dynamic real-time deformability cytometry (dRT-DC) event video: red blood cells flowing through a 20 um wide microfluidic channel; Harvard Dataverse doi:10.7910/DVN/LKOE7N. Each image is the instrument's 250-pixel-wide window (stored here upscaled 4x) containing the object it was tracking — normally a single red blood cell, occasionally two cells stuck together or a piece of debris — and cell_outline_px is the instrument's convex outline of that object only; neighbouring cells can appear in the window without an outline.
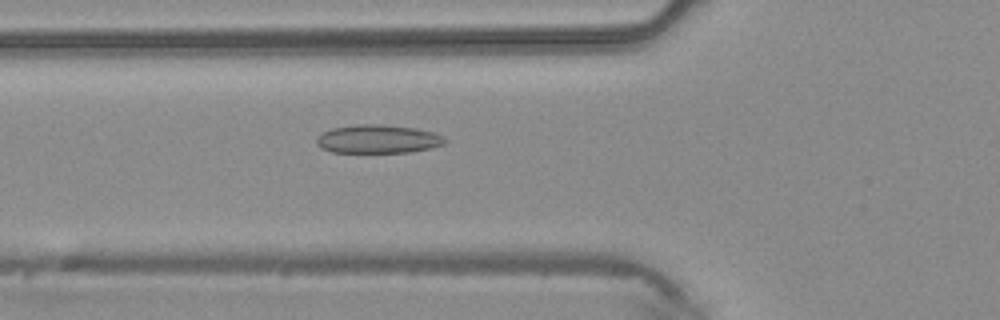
{"species": "common noctule bat (a hibernating species)", "species_latin": "Nyctalus noctula", "temperature_condition": "warm", "stored_images_in_passage": 41, "camera_frame_rate_fps": 3000, "um_per_image_px": 0.085, "animal": {"sex": "male", "body_mass_g": 20.4}, "frame": {"image": 1, "passage_image": 12, "time_ms": 3.667, "image_size_px": [1000, 320], "cell_outline_px": [[448, 140], [444, 144], [432, 148], [412, 152], [332, 152], [320, 148], [316, 144], [316, 140], [324, 132], [332, 128], [356, 124], [380, 124], [416, 128], [432, 132], [444, 136]], "centroid_in_image_um": [32.16, 11.82], "position_along_channel_um": 93.6, "area_um2": 21.39}}
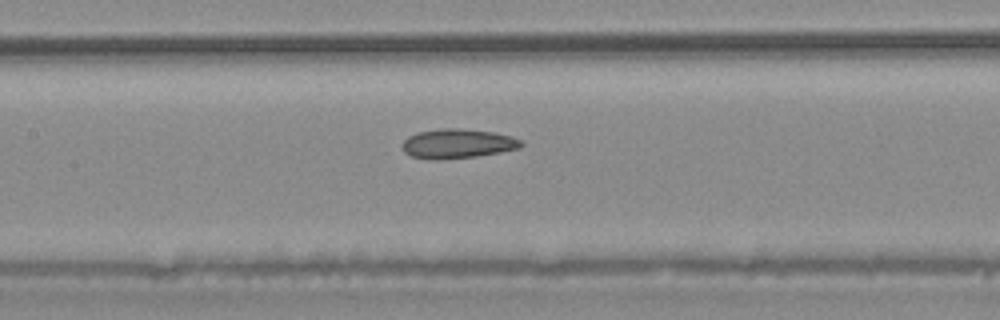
{"frame": {"image": 2, "passage_image": 17, "time_ms": 5.333, "image_size_px": [1000, 320], "cell_outline_px": [[524, 144], [520, 148], [500, 152], [476, 156], [440, 160], [428, 160], [412, 156], [404, 152], [404, 140], [408, 136], [420, 132], [440, 128], [460, 128], [492, 132], [512, 136], [520, 140]], "centroid_in_image_um": [38.9, 12.21], "position_along_channel_um": 168.5, "area_um2": 20.35}}
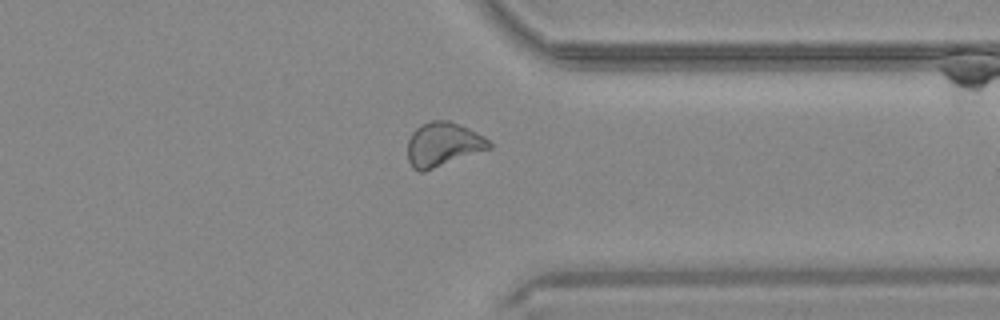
{"frame": {"image": 3, "passage_image": 31, "time_ms": 10.0, "image_size_px": [1000, 320], "cell_outline_px": [[492, 148], [424, 172], [420, 172], [412, 168], [408, 160], [408, 140], [412, 132], [420, 124], [432, 120], [448, 120], [468, 128], [484, 136], [492, 144]], "centroid_in_image_um": [37.65, 12.28], "position_along_channel_um": 373.8, "area_um2": 21.1}}